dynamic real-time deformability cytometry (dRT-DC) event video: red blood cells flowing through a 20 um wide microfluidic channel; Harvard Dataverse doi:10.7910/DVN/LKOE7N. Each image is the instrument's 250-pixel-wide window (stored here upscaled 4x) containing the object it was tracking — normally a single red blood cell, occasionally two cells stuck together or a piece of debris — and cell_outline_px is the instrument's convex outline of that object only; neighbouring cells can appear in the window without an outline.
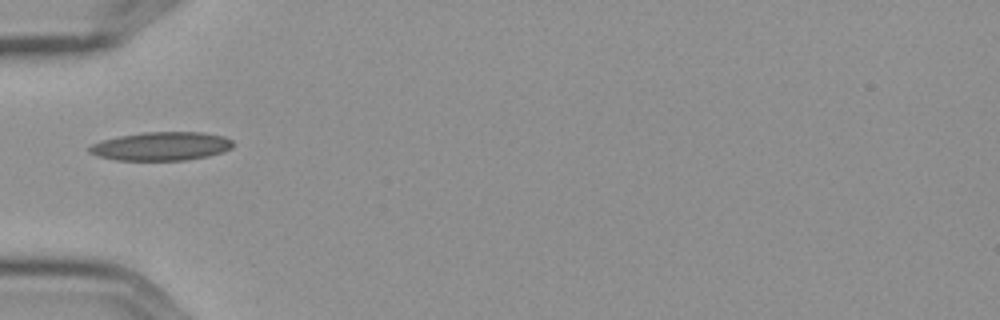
{"species": "Egyptian fruit bat (a non-hibernating species)", "species_latin": "Rousettus aegyptiacus", "temperature_condition": "cold", "stored_images_in_passage": 1, "camera_frame_rate_fps": 3000, "um_per_image_px": 0.085, "frame": {"image": 1, "passage_image": 1, "time_ms": 0.0, "image_size_px": [1000, 320], "cell_outline_px": [[232, 148], [208, 156], [184, 160], [116, 160], [96, 156], [88, 152], [88, 148], [92, 144], [100, 140], [120, 136], [144, 132], [200, 132], [224, 136], [232, 140]], "centroid_in_image_um": [13.66, 12.43], "position_along_channel_um": 71.3, "area_um2": 23.87}}